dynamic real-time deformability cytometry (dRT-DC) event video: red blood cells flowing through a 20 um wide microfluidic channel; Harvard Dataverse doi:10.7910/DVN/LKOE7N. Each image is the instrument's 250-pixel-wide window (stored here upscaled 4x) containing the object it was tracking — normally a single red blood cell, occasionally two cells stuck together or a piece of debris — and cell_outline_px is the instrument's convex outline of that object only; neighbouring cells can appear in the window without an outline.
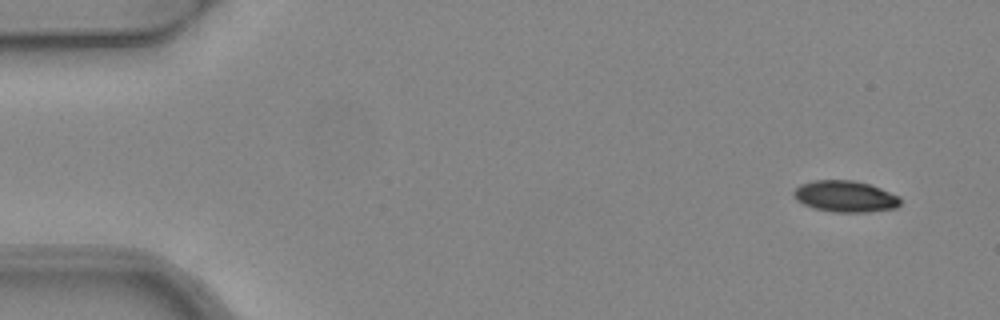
{"species": "common noctule bat (a hibernating species)", "species_latin": "Nyctalus noctula", "temperature_condition": "warm", "stored_images_in_passage": 5, "camera_frame_rate_fps": 3000, "um_per_image_px": 0.085, "animal": {"sex": "female", "body_mass_g": 24.6, "forearm_length_mm": 56.2}, "frame": {"image": 1, "passage_image": 1, "time_ms": 0.0, "image_size_px": [1000, 320], "cell_outline_px": [[900, 204], [896, 208], [868, 212], [832, 212], [812, 208], [796, 200], [792, 196], [792, 192], [800, 184], [812, 180], [852, 180], [868, 184], [880, 188], [900, 196]], "centroid_in_image_um": [71.81, 16.7], "position_along_channel_um": 13.2, "area_um2": 19.65}}
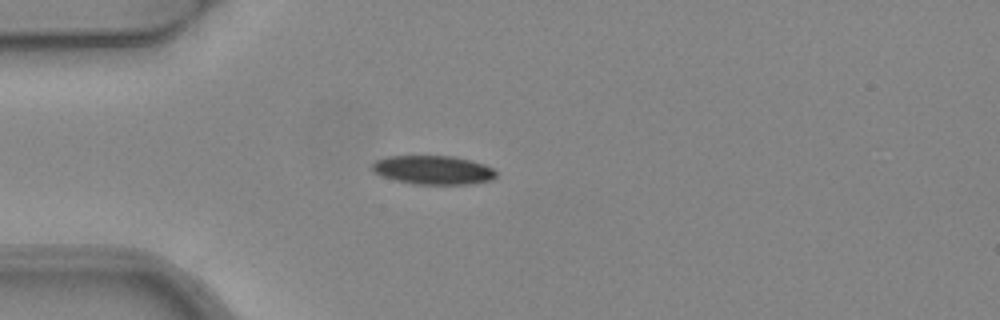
{"frame": {"image": 2, "passage_image": 4, "time_ms": 1.0, "image_size_px": [1000, 320], "cell_outline_px": [[496, 176], [492, 180], [468, 184], [416, 184], [396, 180], [380, 176], [372, 172], [372, 164], [376, 160], [388, 156], [452, 156], [472, 160], [484, 164], [492, 168], [496, 172]], "centroid_in_image_um": [36.81, 14.44], "position_along_channel_um": 48.2, "area_um2": 20.87}}